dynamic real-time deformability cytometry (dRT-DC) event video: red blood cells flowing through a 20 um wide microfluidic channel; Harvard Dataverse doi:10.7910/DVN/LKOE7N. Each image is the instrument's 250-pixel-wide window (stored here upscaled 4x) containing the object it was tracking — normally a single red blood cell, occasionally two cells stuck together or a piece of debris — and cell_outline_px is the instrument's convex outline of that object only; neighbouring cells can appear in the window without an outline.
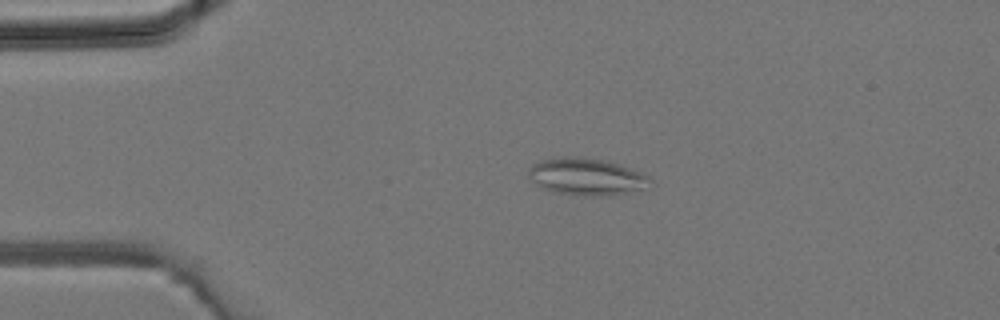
{"species": "common noctule bat (a hibernating species)", "species_latin": "Nyctalus noctula", "temperature_condition": "room temperature", "stored_images_in_passage": 5, "camera_frame_rate_fps": 3000, "um_per_image_px": 0.085, "animal": {"sex": "male", "body_mass_g": 19.2, "forearm_length_mm": 51.8}, "frame": {"image": 1, "passage_image": 5, "time_ms": 1.333, "image_size_px": [1000, 320], "cell_outline_px": [[656, 184], [640, 188], [604, 196], [576, 196], [552, 192], [544, 188], [532, 180], [528, 172], [528, 168], [532, 164], [540, 160], [560, 156], [580, 156], [600, 160], [616, 164], [640, 172], [648, 176]], "centroid_in_image_um": [49.8, 15.01], "position_along_channel_um": 35.2, "area_um2": 26.07}}